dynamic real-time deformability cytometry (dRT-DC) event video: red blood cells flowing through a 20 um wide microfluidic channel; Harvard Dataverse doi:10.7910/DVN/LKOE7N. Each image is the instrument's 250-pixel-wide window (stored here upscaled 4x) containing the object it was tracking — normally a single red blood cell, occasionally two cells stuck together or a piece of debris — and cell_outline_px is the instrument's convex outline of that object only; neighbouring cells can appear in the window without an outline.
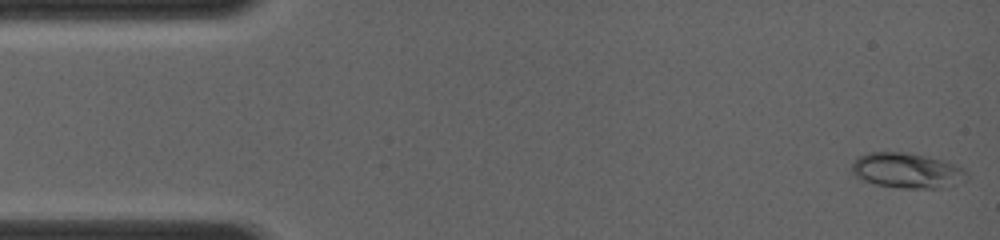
{"species": "common noctule bat (a hibernating species)", "species_latin": "Nyctalus noctula", "temperature_condition": "room temperature", "stored_images_in_passage": 20, "camera_frame_rate_fps": 4000, "um_per_image_px": 0.085, "animal": {"sex": "female", "body_mass_g": 19.0, "forearm_length_mm": 56.7}, "frame": {"image": 1, "passage_image": 1, "time_ms": 0.0, "image_size_px": [1000, 240], "cell_outline_px": [[968, 180], [944, 188], [896, 188], [876, 184], [864, 180], [856, 176], [852, 172], [852, 160], [868, 152], [900, 152], [940, 160], [964, 168], [968, 176]], "centroid_in_image_um": [77.09, 14.52], "position_along_channel_um": 7.9, "area_um2": 23.41}}
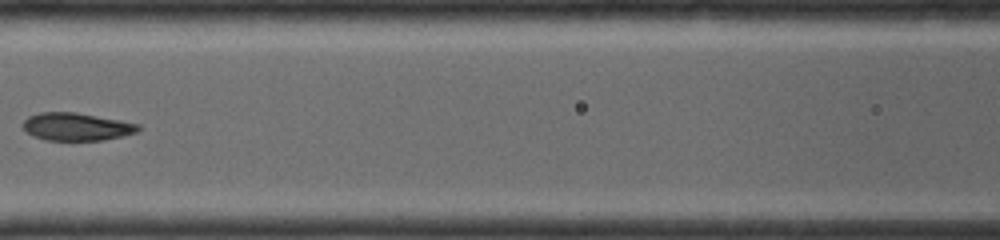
{"frame": {"image": 2, "passage_image": 14, "time_ms": 6.0, "image_size_px": [1000, 240], "cell_outline_px": [[140, 128], [136, 132], [120, 136], [100, 140], [48, 140], [36, 136], [28, 132], [24, 128], [24, 120], [28, 116], [40, 112], [76, 112], [120, 120], [140, 124]], "centroid_in_image_um": [6.51, 10.75], "position_along_channel_um": 160.1, "area_um2": 18.32}}
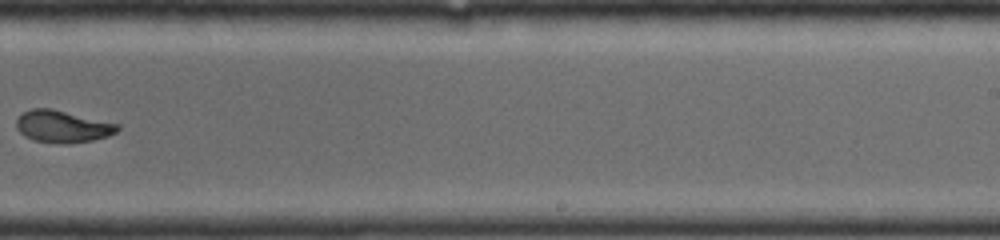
{"frame": {"image": 3, "passage_image": 20, "time_ms": 8.75, "image_size_px": [1000, 240], "cell_outline_px": [[120, 128], [116, 132], [108, 136], [92, 140], [36, 140], [20, 132], [16, 128], [16, 120], [24, 112], [32, 108], [52, 108], [120, 124]], "centroid_in_image_um": [5.34, 10.68], "position_along_channel_um": 283.7, "area_um2": 17.92}}